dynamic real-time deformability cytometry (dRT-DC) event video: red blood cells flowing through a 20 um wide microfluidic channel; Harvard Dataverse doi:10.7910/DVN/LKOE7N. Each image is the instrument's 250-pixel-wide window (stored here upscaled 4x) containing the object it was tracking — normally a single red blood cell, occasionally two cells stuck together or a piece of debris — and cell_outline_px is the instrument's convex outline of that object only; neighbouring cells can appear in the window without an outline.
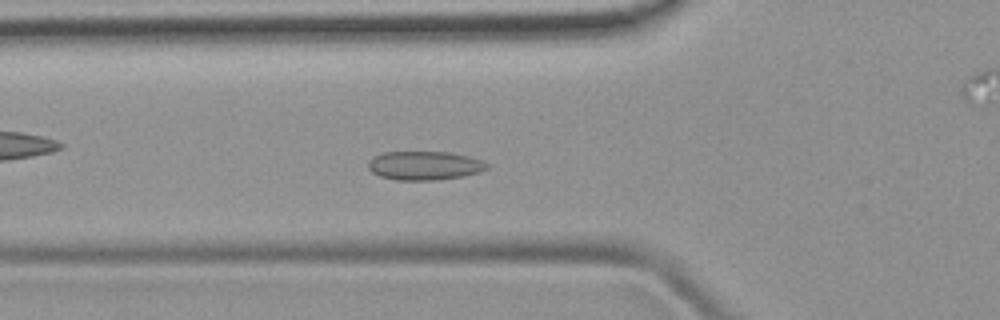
{"species": "common noctule bat (a hibernating species)", "species_latin": "Nyctalus noctula", "temperature_condition": "room temperature", "stored_images_in_passage": 49, "camera_frame_rate_fps": 3000, "um_per_image_px": 0.085, "animal": {"sex": "female", "body_mass_g": 19.9}, "frame": {"image": 1, "passage_image": 16, "time_ms": 5.0, "image_size_px": [1000, 320], "cell_outline_px": [[492, 164], [488, 168], [480, 172], [464, 176], [436, 180], [396, 180], [380, 176], [372, 172], [368, 168], [368, 160], [372, 156], [384, 152], [448, 152], [468, 156]], "centroid_in_image_um": [36.08, 14.07], "position_along_channel_um": 89.7, "area_um2": 20.11}}
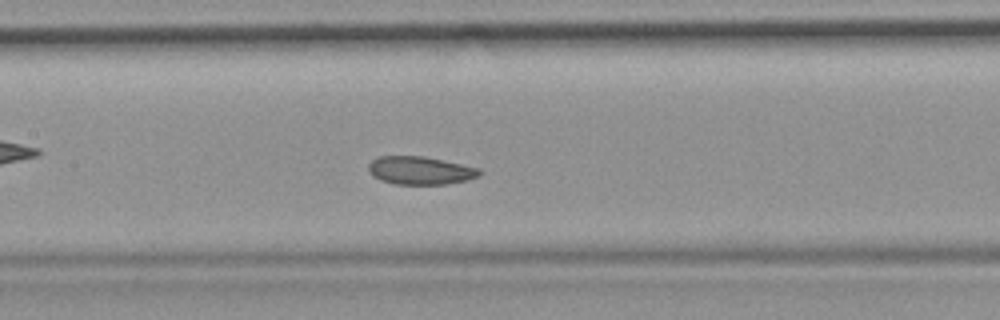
{"frame": {"image": 2, "passage_image": 22, "time_ms": 7.0, "image_size_px": [1000, 320], "cell_outline_px": [[484, 172], [480, 176], [468, 180], [444, 184], [396, 184], [380, 180], [372, 176], [368, 172], [368, 164], [372, 160], [380, 156], [424, 156], [480, 168]], "centroid_in_image_um": [35.73, 14.49], "position_along_channel_um": 171.7, "area_um2": 18.32}}
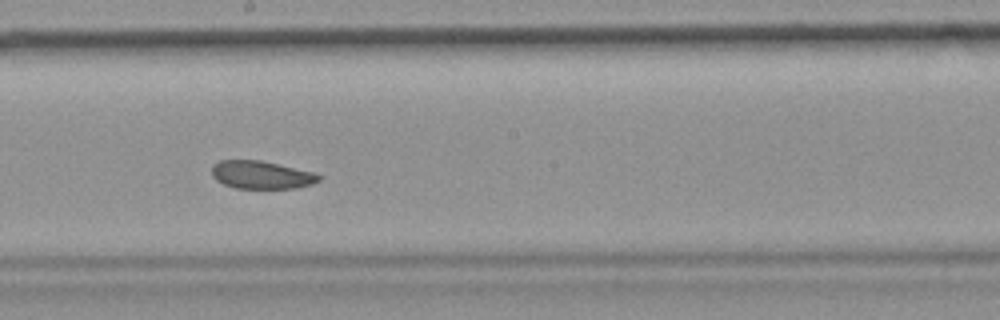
{"frame": {"image": 3, "passage_image": 26, "time_ms": 8.333, "image_size_px": [1000, 320], "cell_outline_px": [[320, 180], [312, 184], [296, 188], [236, 188], [224, 184], [216, 180], [212, 176], [212, 164], [220, 160], [260, 160], [316, 172], [320, 176]], "centroid_in_image_um": [22.22, 14.85], "position_along_channel_um": 226.0, "area_um2": 17.51}}